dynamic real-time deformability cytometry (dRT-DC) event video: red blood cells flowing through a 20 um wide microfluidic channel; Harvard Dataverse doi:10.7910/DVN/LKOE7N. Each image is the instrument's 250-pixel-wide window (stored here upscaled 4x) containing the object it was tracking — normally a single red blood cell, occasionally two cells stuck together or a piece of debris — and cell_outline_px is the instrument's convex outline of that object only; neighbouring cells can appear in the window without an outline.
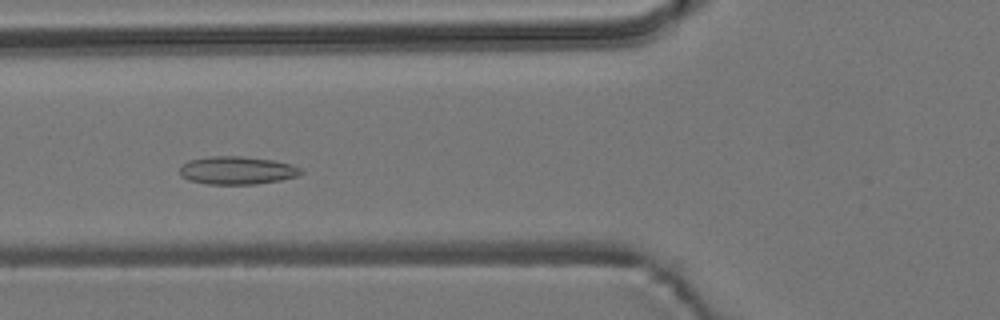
{"species": "common noctule bat (a hibernating species)", "species_latin": "Nyctalus noctula", "temperature_condition": "room temperature", "stored_images_in_passage": 52, "camera_frame_rate_fps": 3000, "um_per_image_px": 0.085, "animal": {"sex": "male", "body_mass_g": 19.2, "forearm_length_mm": 51.8}, "frame": {"image": 1, "passage_image": 17, "time_ms": 5.333, "image_size_px": [1000, 320], "cell_outline_px": [[304, 172], [296, 176], [280, 180], [256, 184], [208, 184], [188, 180], [180, 176], [180, 168], [188, 160], [208, 156], [240, 156], [272, 160], [288, 164], [300, 168]], "centroid_in_image_um": [20.1, 14.48], "position_along_channel_um": 105.7, "area_um2": 19.65}}
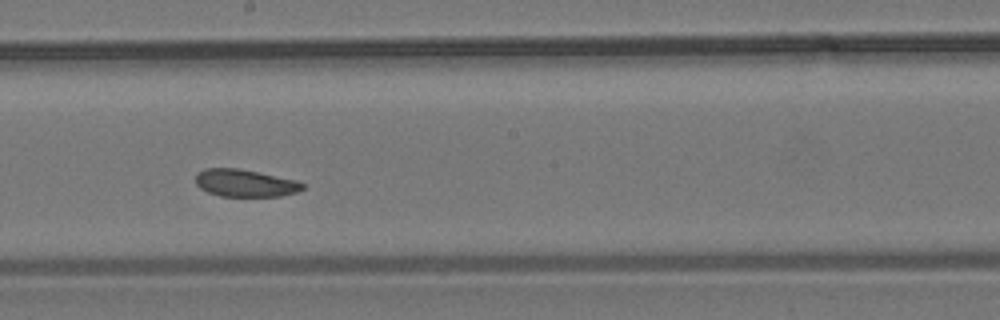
{"frame": {"image": 2, "passage_image": 27, "time_ms": 8.667, "image_size_px": [1000, 320], "cell_outline_px": [[304, 188], [296, 192], [280, 196], [220, 196], [208, 192], [200, 188], [196, 184], [196, 172], [204, 168], [236, 168], [296, 180], [304, 184]], "centroid_in_image_um": [20.79, 15.56], "position_along_channel_um": 227.4, "area_um2": 16.94}}
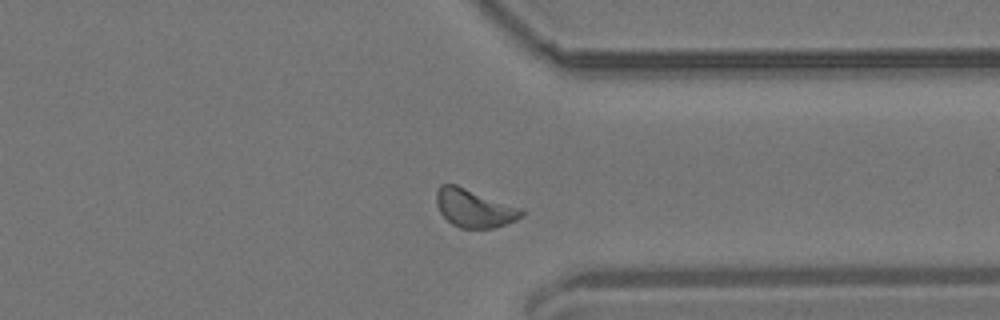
{"frame": {"image": 3, "passage_image": 39, "time_ms": 12.667, "image_size_px": [1000, 320], "cell_outline_px": [[524, 216], [516, 220], [492, 228], [460, 228], [452, 224], [440, 212], [436, 204], [436, 192], [440, 184], [456, 184], [520, 208], [524, 212]], "centroid_in_image_um": [40.28, 17.69], "position_along_channel_um": 371.1, "area_um2": 18.73}, "authors_computed_cell_mechanics": {"area_um2": 18.207, "velocity_mm_per_s": 3.6481, "shape_relaxation_time_tau1_ms": 3.156, "shape_relaxation_time_tau2_ms": 4.7527, "deformation_change_tau1": 0.0763, "deformation_change_tau2": 0.0972}}